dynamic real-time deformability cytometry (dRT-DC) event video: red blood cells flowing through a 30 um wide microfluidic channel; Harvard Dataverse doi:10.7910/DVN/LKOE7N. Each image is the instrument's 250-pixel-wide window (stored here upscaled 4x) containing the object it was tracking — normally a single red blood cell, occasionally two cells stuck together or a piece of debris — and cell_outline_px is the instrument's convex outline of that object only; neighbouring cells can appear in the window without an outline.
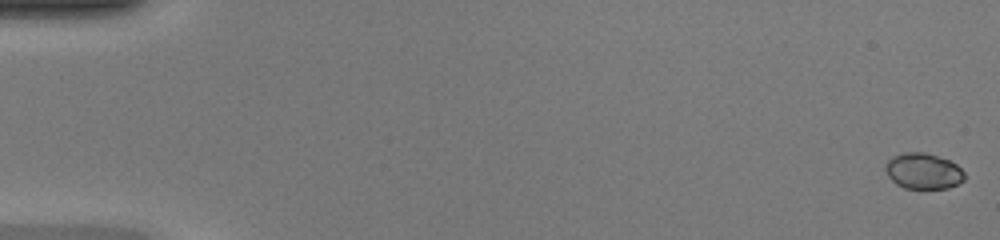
{"species": "common noctule bat (a hibernating species)", "species_latin": "Nyctalus noctula", "temperature_condition": "warm", "stored_images_in_passage": 49, "camera_frame_rate_fps": 3000, "um_per_image_px": 0.085, "animal": {"sex": "female", "body_mass_g": 20.0, "forearm_length_mm": 54.0}, "frame": {"image": 1, "passage_image": 1, "time_ms": 0.0, "image_size_px": [1000, 240], "cell_outline_px": [[964, 180], [948, 188], [904, 188], [896, 184], [888, 176], [884, 168], [884, 164], [892, 156], [904, 152], [924, 152], [948, 160], [956, 164], [964, 172]], "centroid_in_image_um": [78.44, 14.54], "position_along_channel_um": 6.6, "area_um2": 16.47}}
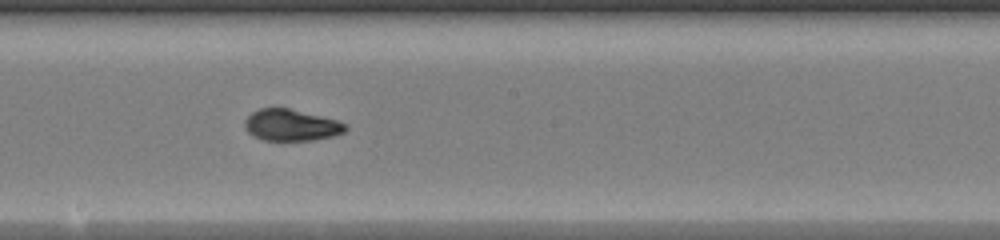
{"frame": {"image": 2, "passage_image": 28, "time_ms": 9.0, "image_size_px": [1000, 240], "cell_outline_px": [[348, 128], [344, 132], [336, 136], [312, 140], [264, 140], [252, 136], [244, 128], [244, 120], [252, 112], [260, 108], [288, 108], [336, 120], [348, 124]], "centroid_in_image_um": [24.75, 10.64], "position_along_channel_um": 223.5, "area_um2": 18.55}}
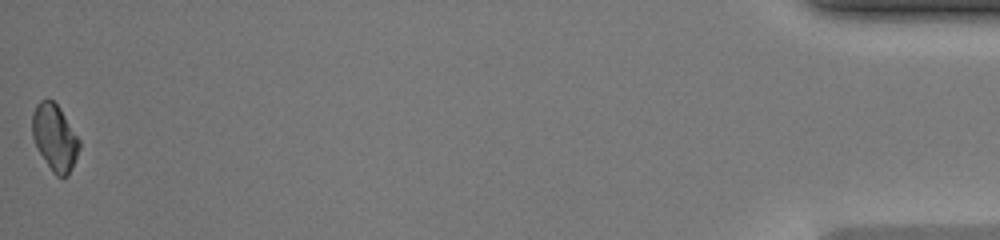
{"frame": {"image": 3, "passage_image": 49, "time_ms": 16.0, "image_size_px": [1000, 240], "cell_outline_px": [[80, 148], [68, 176], [56, 176], [52, 172], [36, 148], [32, 136], [32, 112], [36, 104], [40, 100], [52, 100], [60, 108], [80, 140]], "centroid_in_image_um": [4.64, 11.69], "position_along_channel_um": 430.6, "area_um2": 18.26}, "authors_computed_cell_mechanics": {"area_um2": 18.3804, "velocity_mm_per_s": 4.3048, "shape_relaxation_time_tau1_ms": 5.3647, "shape_relaxation_time_tau2_ms": 0.7846, "deformation_change_tau1": 0.1904, "deformation_change_tau2": 0.0314}}